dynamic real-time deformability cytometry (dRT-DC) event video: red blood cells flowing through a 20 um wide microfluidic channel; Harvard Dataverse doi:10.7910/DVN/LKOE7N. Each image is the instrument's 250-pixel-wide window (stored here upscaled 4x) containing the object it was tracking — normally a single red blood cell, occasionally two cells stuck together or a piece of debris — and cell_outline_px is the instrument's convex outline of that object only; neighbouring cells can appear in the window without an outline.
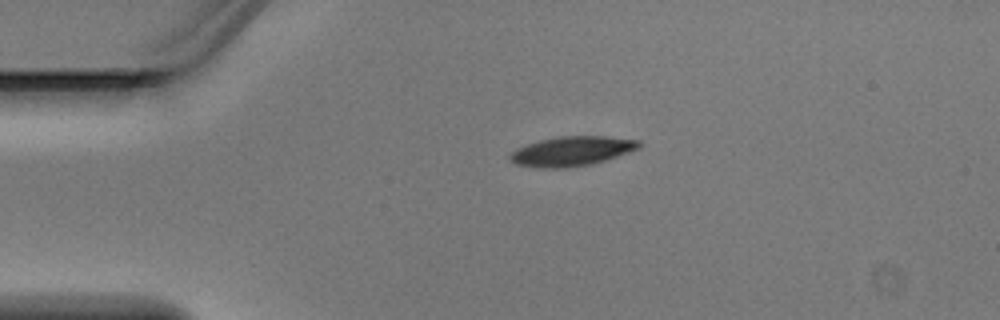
{"species": "Egyptian fruit bat (a non-hibernating species)", "species_latin": "Rousettus aegyptiacus", "temperature_condition": "warm", "stored_images_in_passage": 2, "camera_frame_rate_fps": 3000, "um_per_image_px": 0.085, "animal": {"sex": "male"}, "frame": {"image": 1, "passage_image": 1, "time_ms": 0.0, "image_size_px": [1000, 320], "cell_outline_px": [[640, 148], [592, 164], [564, 168], [536, 168], [516, 164], [508, 156], [516, 148], [540, 140], [556, 136], [604, 136], [640, 140]], "centroid_in_image_um": [48.58, 12.85], "position_along_channel_um": 36.4, "area_um2": 22.14}}